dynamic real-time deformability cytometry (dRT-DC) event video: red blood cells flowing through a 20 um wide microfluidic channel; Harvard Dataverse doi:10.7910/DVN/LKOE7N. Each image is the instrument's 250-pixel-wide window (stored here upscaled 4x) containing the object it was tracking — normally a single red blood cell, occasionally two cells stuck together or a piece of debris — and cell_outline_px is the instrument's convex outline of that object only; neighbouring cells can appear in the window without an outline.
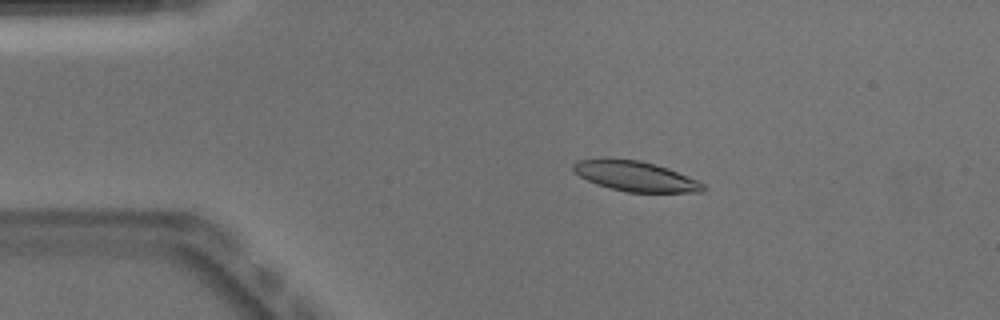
{"species": "Egyptian fruit bat (a non-hibernating species)", "species_latin": "Rousettus aegyptiacus", "temperature_condition": "warm", "stored_images_in_passage": 52, "camera_frame_rate_fps": 3000, "um_per_image_px": 0.085, "animal": {"sex": "male"}, "frame": {"image": 1, "passage_image": 10, "time_ms": 3.0, "image_size_px": [1000, 320], "cell_outline_px": [[708, 188], [704, 192], [628, 192], [608, 188], [596, 184], [580, 176], [572, 168], [572, 164], [580, 160], [640, 160], [668, 168], [696, 180], [704, 184]], "centroid_in_image_um": [54.07, 15.01], "position_along_channel_um": 30.9, "area_um2": 22.25}}
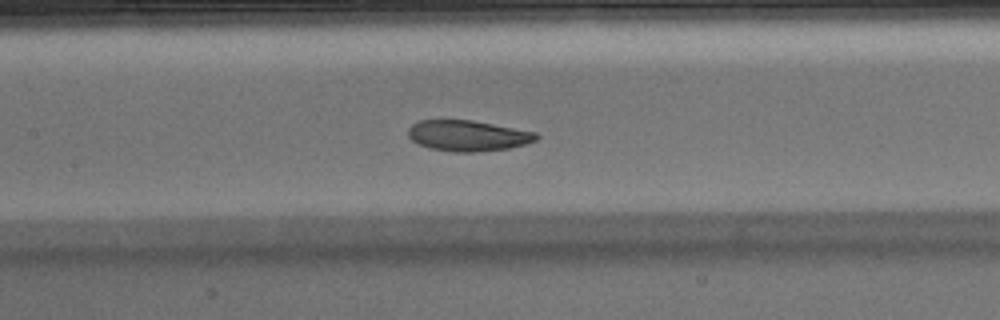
{"frame": {"image": 2, "passage_image": 24, "time_ms": 7.667, "image_size_px": [1000, 320], "cell_outline_px": [[540, 136], [536, 140], [524, 144], [508, 148], [476, 152], [452, 152], [428, 148], [412, 140], [408, 136], [408, 128], [412, 124], [420, 120], [472, 120], [536, 132]], "centroid_in_image_um": [39.75, 11.53], "position_along_channel_um": 167.7, "area_um2": 22.95}}
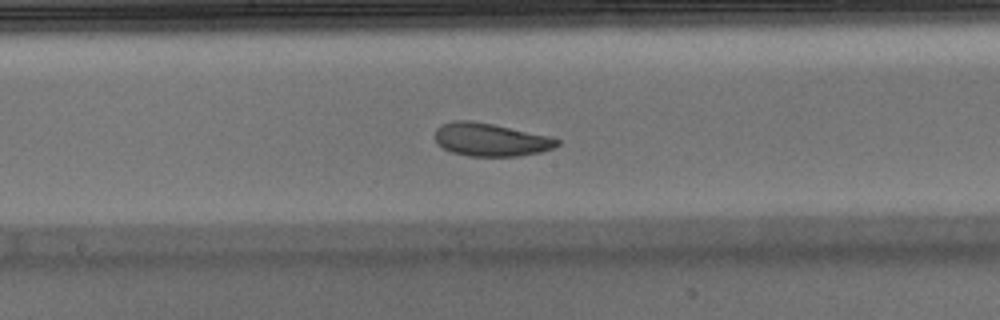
{"frame": {"image": 3, "passage_image": 27, "time_ms": 8.667, "image_size_px": [1000, 320], "cell_outline_px": [[560, 144], [552, 148], [540, 152], [516, 156], [468, 156], [452, 152], [436, 144], [436, 128], [440, 124], [452, 120], [472, 120], [552, 136], [560, 140]], "centroid_in_image_um": [41.69, 11.86], "position_along_channel_um": 206.5, "area_um2": 23.64}, "authors_computed_cell_mechanics": {"area_um2": 23.7269, "velocity_mm_per_s": 3.8882, "shape_relaxation_time_tau1_ms": 2.7566, "shape_relaxation_time_tau2_ms": 2.4447, "deformation_change_tau1": 0.1122, "deformation_change_tau2": 0.0946}}